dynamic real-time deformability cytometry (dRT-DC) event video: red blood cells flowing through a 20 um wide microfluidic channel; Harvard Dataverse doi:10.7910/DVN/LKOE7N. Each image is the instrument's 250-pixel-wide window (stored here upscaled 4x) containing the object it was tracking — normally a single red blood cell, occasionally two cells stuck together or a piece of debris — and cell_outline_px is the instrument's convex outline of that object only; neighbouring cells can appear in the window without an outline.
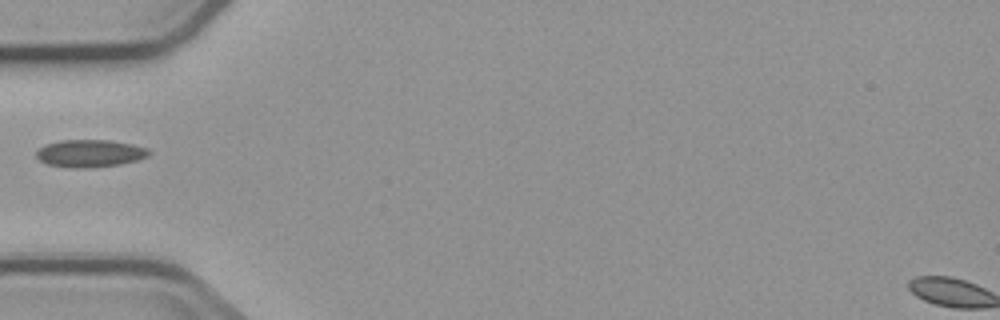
{"species": "common noctule bat (a hibernating species)", "species_latin": "Nyctalus noctula", "temperature_condition": "cold", "stored_images_in_passage": 3, "camera_frame_rate_fps": 3000, "um_per_image_px": 0.085, "animal": {"sex": "male", "body_mass_g": 23.1, "forearm_length_mm": 52.7}, "frame": {"image": 1, "passage_image": 3, "time_ms": 2.667, "image_size_px": [1000, 320], "cell_outline_px": [[152, 152], [148, 156], [140, 160], [120, 164], [88, 168], [72, 168], [48, 164], [40, 160], [36, 156], [36, 152], [44, 144], [60, 140], [108, 140], [132, 144], [148, 148]], "centroid_in_image_um": [7.67, 13.03], "position_along_channel_um": 77.3, "area_um2": 18.15}}